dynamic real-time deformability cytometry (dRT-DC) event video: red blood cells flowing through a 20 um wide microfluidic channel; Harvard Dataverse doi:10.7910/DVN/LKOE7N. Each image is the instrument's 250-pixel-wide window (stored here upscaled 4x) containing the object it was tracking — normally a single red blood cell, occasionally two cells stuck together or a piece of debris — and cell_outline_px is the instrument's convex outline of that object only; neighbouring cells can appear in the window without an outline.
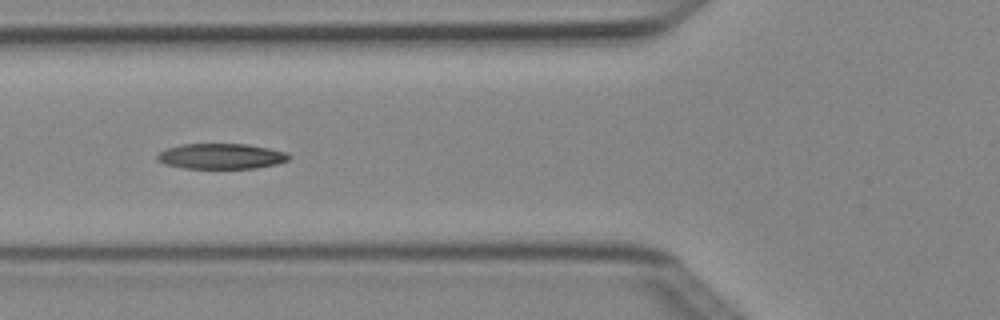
{"species": "Egyptian fruit bat (a non-hibernating species)", "species_latin": "Rousettus aegyptiacus", "temperature_condition": "cold", "stored_images_in_passage": 6, "camera_frame_rate_fps": 3000, "um_per_image_px": 0.085, "animal": {"sex": "female"}, "frame": {"image": 1, "passage_image": 6, "time_ms": 1.667, "image_size_px": [1000, 320], "cell_outline_px": [[292, 156], [288, 160], [276, 164], [256, 168], [184, 168], [164, 164], [156, 160], [156, 156], [164, 148], [180, 144], [248, 144], [268, 148], [284, 152]], "centroid_in_image_um": [18.75, 13.27], "position_along_channel_um": 107.1, "area_um2": 19.59}}